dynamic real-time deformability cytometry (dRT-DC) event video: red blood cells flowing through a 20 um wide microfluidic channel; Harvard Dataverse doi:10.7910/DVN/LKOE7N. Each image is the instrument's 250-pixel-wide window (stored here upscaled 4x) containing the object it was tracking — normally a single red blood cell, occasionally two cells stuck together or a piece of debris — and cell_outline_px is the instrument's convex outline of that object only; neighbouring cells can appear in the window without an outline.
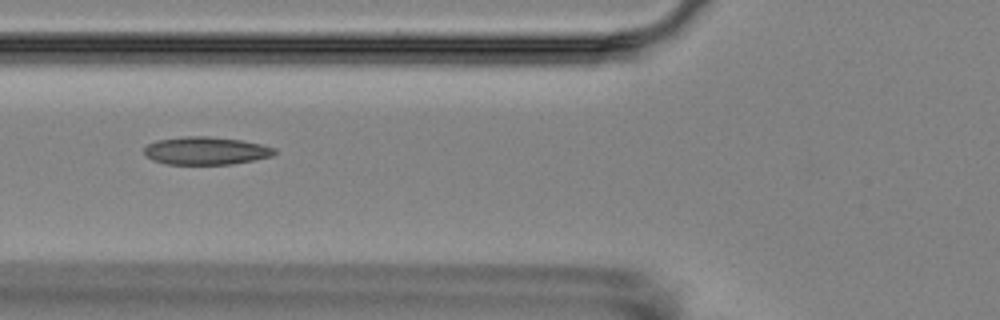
{"species": "Egyptian fruit bat (a non-hibernating species)", "species_latin": "Rousettus aegyptiacus", "temperature_condition": "room temperature", "stored_images_in_passage": 16, "camera_frame_rate_fps": 3000, "um_per_image_px": 0.085, "animal": {"sex": "female"}, "frame": {"image": 1, "passage_image": 6, "time_ms": 5.667, "image_size_px": [1000, 320], "cell_outline_px": [[276, 152], [272, 156], [232, 164], [168, 164], [152, 160], [144, 152], [144, 148], [148, 144], [156, 140], [184, 136], [208, 136], [240, 140], [260, 144], [276, 148]], "centroid_in_image_um": [17.49, 12.81], "position_along_channel_um": 108.3, "area_um2": 21.04}}
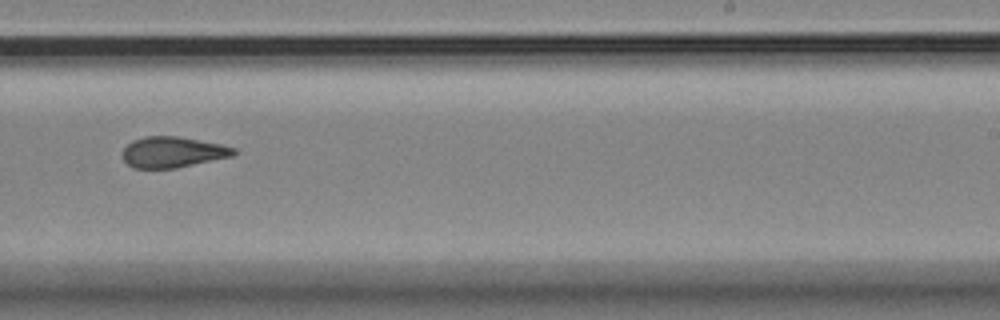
{"frame": {"image": 2, "passage_image": 10, "time_ms": 10.333, "image_size_px": [1000, 320], "cell_outline_px": [[236, 152], [232, 156], [176, 168], [132, 168], [124, 160], [124, 148], [132, 140], [144, 136], [180, 136], [220, 144], [236, 148]], "centroid_in_image_um": [14.68, 12.92], "position_along_channel_um": 274.3, "area_um2": 19.88}}
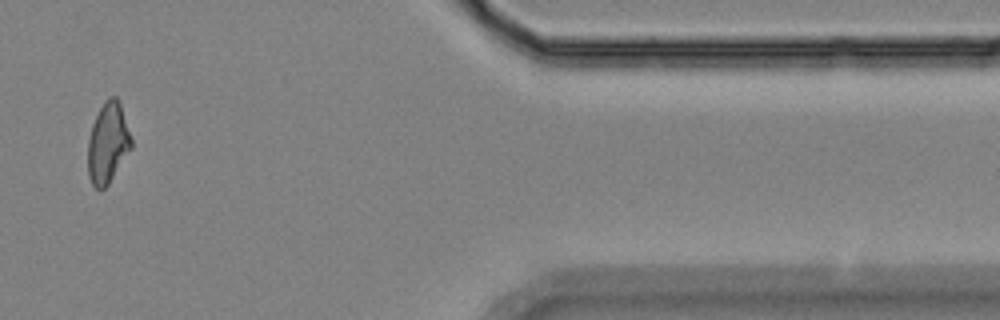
{"frame": {"image": 3, "passage_image": 14, "time_ms": 15.0, "image_size_px": [1000, 320], "cell_outline_px": [[132, 148], [108, 184], [104, 188], [96, 188], [92, 184], [88, 176], [88, 140], [92, 124], [104, 100], [112, 96], [116, 96], [120, 104], [132, 140]], "centroid_in_image_um": [9.16, 12.16], "position_along_channel_um": 402.2, "area_um2": 20.17}, "authors_computed_cell_mechanics": {"area_um2": 20.4612, "velocity_mm_per_s": 3.5667, "shape_relaxation_time_tau1_ms": 5.9546, "shape_relaxation_time_tau2_ms": 1.9475, "deformation_change_tau1": 0.1283, "deformation_change_tau2": 0.0801}}